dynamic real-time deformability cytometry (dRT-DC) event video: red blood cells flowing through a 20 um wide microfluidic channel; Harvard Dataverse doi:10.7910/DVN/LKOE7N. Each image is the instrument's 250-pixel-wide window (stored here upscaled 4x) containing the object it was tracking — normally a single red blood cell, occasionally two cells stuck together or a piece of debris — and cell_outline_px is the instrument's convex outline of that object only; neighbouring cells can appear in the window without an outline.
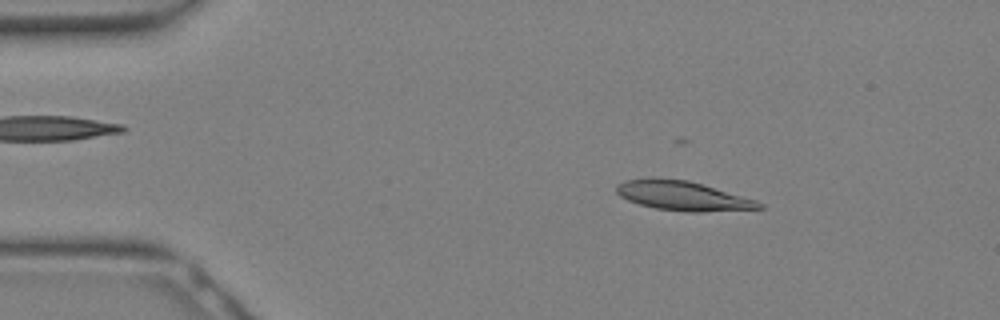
{"species": "Egyptian fruit bat (a non-hibernating species)", "species_latin": "Rousettus aegyptiacus", "temperature_condition": "warm", "stored_images_in_passage": 12, "camera_frame_rate_fps": 3000, "um_per_image_px": 0.085, "animal": {"sex": "female"}, "frame": {"image": 1, "passage_image": 4, "time_ms": 1.0, "image_size_px": [1000, 320], "cell_outline_px": [[764, 208], [700, 212], [692, 212], [656, 208], [640, 204], [628, 200], [620, 196], [616, 192], [616, 184], [624, 180], [652, 176], [688, 180], [756, 200], [764, 204]], "centroid_in_image_um": [57.98, 16.62], "position_along_channel_um": 27.0, "area_um2": 24.51}}
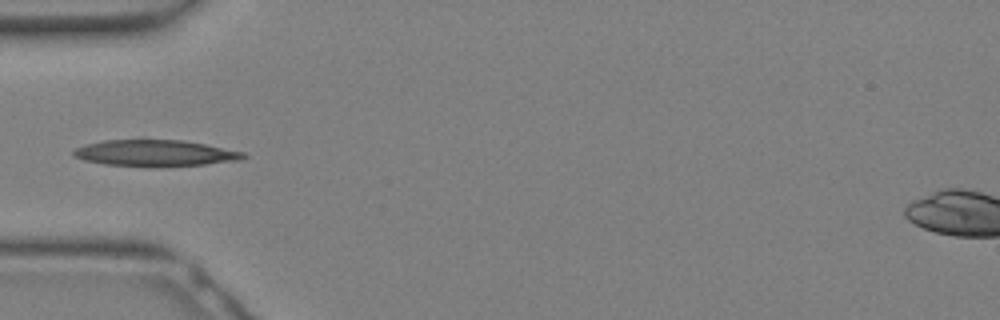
{"frame": {"image": 2, "passage_image": 9, "time_ms": 2.667, "image_size_px": [1000, 320], "cell_outline_px": [[248, 156], [240, 160], [204, 164], [156, 168], [104, 164], [84, 160], [72, 156], [72, 152], [76, 148], [84, 144], [104, 140], [140, 136], [144, 136], [184, 140], [244, 152]], "centroid_in_image_um": [13.11, 12.97], "position_along_channel_um": 71.9, "area_um2": 27.57}}
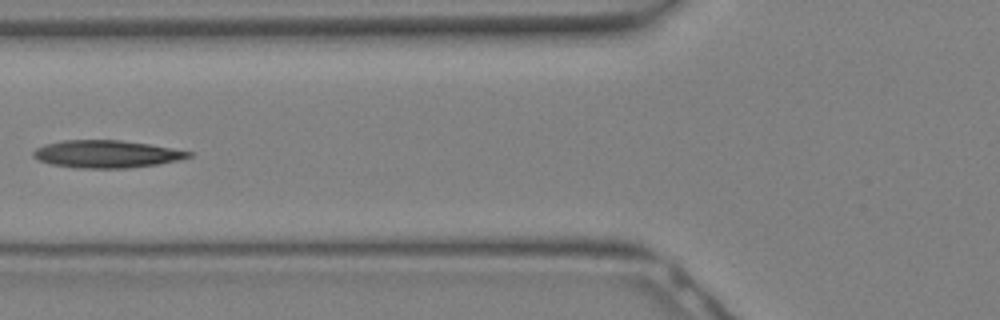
{"frame": {"image": 3, "passage_image": 11, "time_ms": 3.333, "image_size_px": [1000, 320], "cell_outline_px": [[192, 156], [176, 160], [156, 164], [128, 168], [76, 168], [52, 164], [40, 160], [32, 156], [32, 152], [36, 148], [44, 144], [64, 140], [120, 140], [148, 144], [172, 148], [192, 152]], "centroid_in_image_um": [9.01, 13.09], "position_along_channel_um": 116.8, "area_um2": 24.68}}